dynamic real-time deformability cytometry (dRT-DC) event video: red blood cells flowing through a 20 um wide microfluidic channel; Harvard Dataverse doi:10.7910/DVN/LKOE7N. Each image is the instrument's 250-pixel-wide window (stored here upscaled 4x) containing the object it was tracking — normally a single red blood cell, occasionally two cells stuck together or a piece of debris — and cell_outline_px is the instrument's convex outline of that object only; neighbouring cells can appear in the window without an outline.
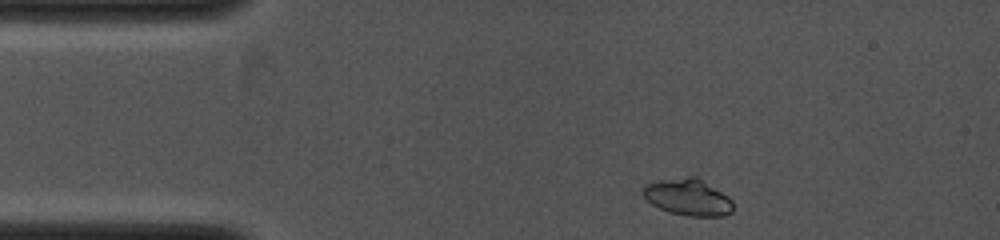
{"species": "common noctule bat (a hibernating species)", "species_latin": "Nyctalus noctula", "temperature_condition": "cold", "stored_images_in_passage": 15, "camera_frame_rate_fps": 4000, "um_per_image_px": 0.085, "animal": {"sex": "female", "body_mass_g": 19.0, "forearm_length_mm": 53.3}, "frame": {"image": 1, "passage_image": 3, "time_ms": 0.25, "image_size_px": [1000, 240], "cell_outline_px": [[732, 212], [724, 216], [688, 216], [672, 212], [660, 208], [652, 204], [640, 192], [644, 184], [660, 180], [688, 176], [696, 176], [728, 196], [732, 200]], "centroid_in_image_um": [58.46, 16.75], "position_along_channel_um": 26.5, "area_um2": 19.19}}
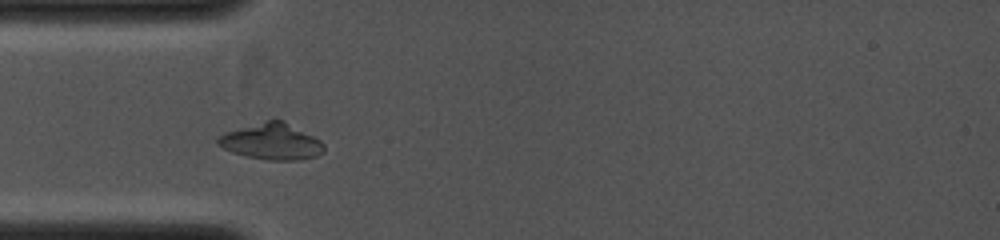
{"frame": {"image": 2, "passage_image": 14, "time_ms": 2.0, "image_size_px": [1000, 240], "cell_outline_px": [[324, 152], [316, 156], [300, 160], [268, 160], [248, 156], [232, 152], [216, 144], [216, 136], [224, 132], [268, 120], [284, 120], [320, 140], [324, 144]], "centroid_in_image_um": [23.07, 12.03], "position_along_channel_um": 61.9, "area_um2": 22.31}}